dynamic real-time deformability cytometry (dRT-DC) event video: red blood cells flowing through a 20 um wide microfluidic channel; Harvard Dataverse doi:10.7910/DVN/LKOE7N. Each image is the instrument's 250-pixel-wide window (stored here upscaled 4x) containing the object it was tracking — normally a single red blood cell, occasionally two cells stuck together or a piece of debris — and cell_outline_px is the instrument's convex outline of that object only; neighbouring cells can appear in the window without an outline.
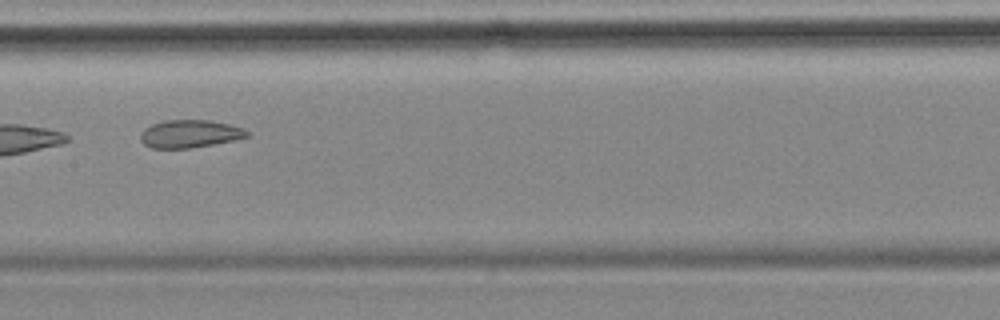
{"species": "common noctule bat (a hibernating species)", "species_latin": "Nyctalus noctula", "temperature_condition": "cold", "stored_images_in_passage": 8, "camera_frame_rate_fps": 3000, "um_per_image_px": 0.085, "animal": {"sex": "female", "body_mass_g": 18.4}, "frame": {"image": 1, "passage_image": 6, "time_ms": 6.333, "image_size_px": [1000, 320], "cell_outline_px": [[248, 136], [236, 140], [192, 148], [152, 148], [144, 144], [140, 140], [140, 132], [144, 128], [152, 124], [164, 120], [212, 120], [244, 128], [248, 132]], "centroid_in_image_um": [16.12, 11.37], "position_along_channel_um": 191.3, "area_um2": 17.4}}
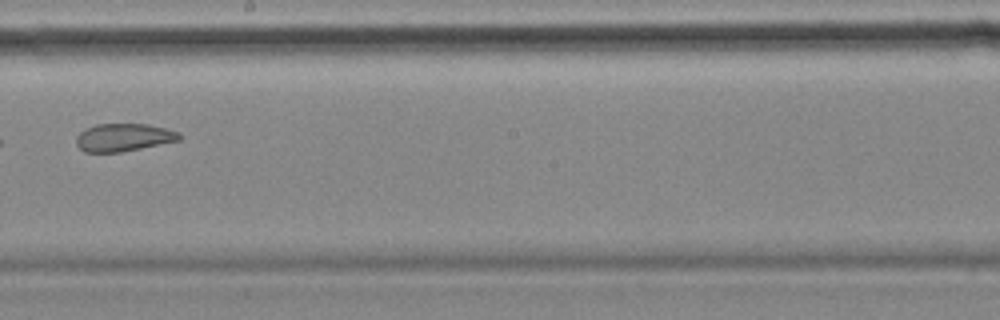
{"frame": {"image": 2, "passage_image": 7, "time_ms": 7.667, "image_size_px": [1000, 320], "cell_outline_px": [[184, 136], [180, 140], [120, 152], [84, 152], [76, 144], [76, 136], [80, 132], [96, 124], [148, 124], [180, 132]], "centroid_in_image_um": [10.52, 11.68], "position_along_channel_um": 237.7, "area_um2": 16.65}}
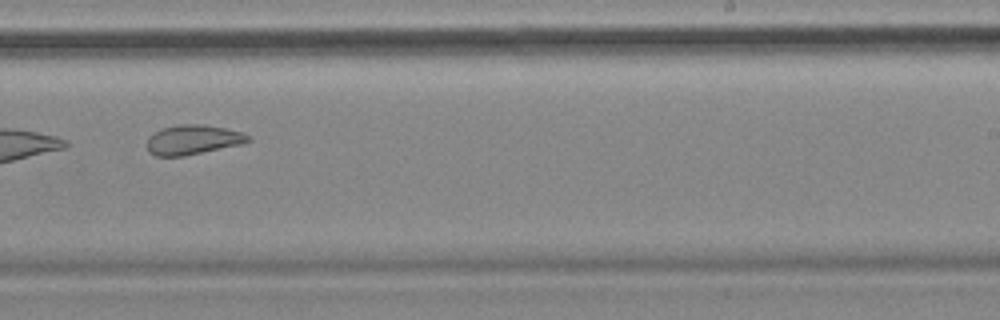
{"frame": {"image": 3, "passage_image": 8, "time_ms": 8.667, "image_size_px": [1000, 320], "cell_outline_px": [[252, 140], [240, 144], [184, 156], [156, 156], [148, 152], [148, 136], [164, 128], [180, 124], [204, 124], [224, 128], [240, 132], [252, 136]], "centroid_in_image_um": [16.4, 11.88], "position_along_channel_um": 272.6, "area_um2": 17.28}}